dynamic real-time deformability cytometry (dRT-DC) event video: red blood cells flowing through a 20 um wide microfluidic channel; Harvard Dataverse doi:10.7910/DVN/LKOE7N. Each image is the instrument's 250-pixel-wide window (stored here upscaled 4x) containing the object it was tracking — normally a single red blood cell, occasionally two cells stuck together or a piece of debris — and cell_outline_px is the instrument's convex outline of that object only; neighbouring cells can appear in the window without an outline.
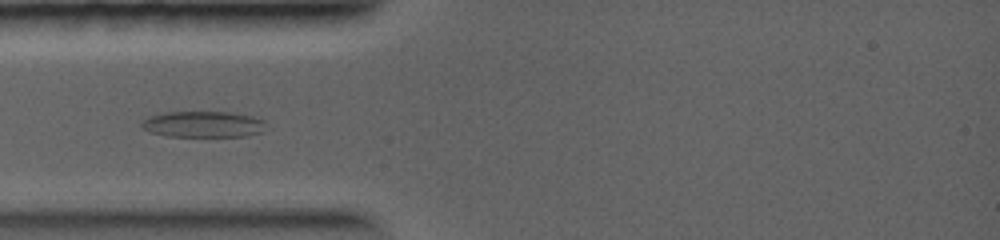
{"species": "common noctule bat (a hibernating species)", "species_latin": "Nyctalus noctula", "temperature_condition": "warm", "stored_images_in_passage": 4, "camera_frame_rate_fps": 5000, "um_per_image_px": 0.085, "animal": {"sex": "female", "body_mass_g": 19.0, "forearm_length_mm": 56.7}, "frame": {"image": 1, "passage_image": 1, "time_ms": 0.0, "image_size_px": [1000, 240], "cell_outline_px": [[264, 120], [260, 132], [248, 136], [168, 136], [148, 132], [140, 124], [148, 116], [164, 112], [228, 112], [252, 116]], "centroid_in_image_um": [17.21, 10.56], "position_along_channel_um": 67.8, "area_um2": 18.73}}
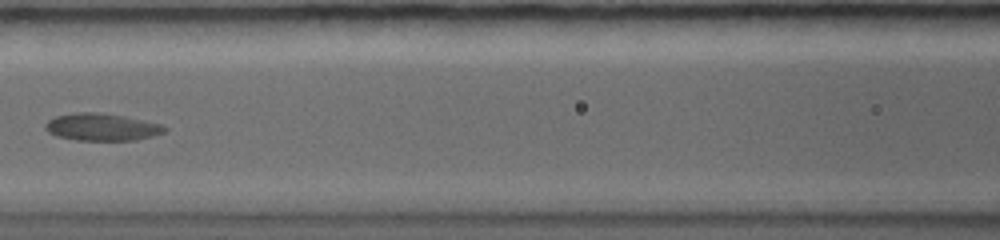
{"frame": {"image": 2, "passage_image": 3, "time_ms": 1.8, "image_size_px": [1000, 240], "cell_outline_px": [[168, 128], [164, 132], [152, 136], [136, 140], [76, 140], [56, 136], [48, 132], [44, 128], [44, 124], [48, 120], [56, 116], [76, 112], [96, 112], [124, 116], [160, 124]], "centroid_in_image_um": [8.61, 10.8], "position_along_channel_um": 158.0, "area_um2": 18.9}}